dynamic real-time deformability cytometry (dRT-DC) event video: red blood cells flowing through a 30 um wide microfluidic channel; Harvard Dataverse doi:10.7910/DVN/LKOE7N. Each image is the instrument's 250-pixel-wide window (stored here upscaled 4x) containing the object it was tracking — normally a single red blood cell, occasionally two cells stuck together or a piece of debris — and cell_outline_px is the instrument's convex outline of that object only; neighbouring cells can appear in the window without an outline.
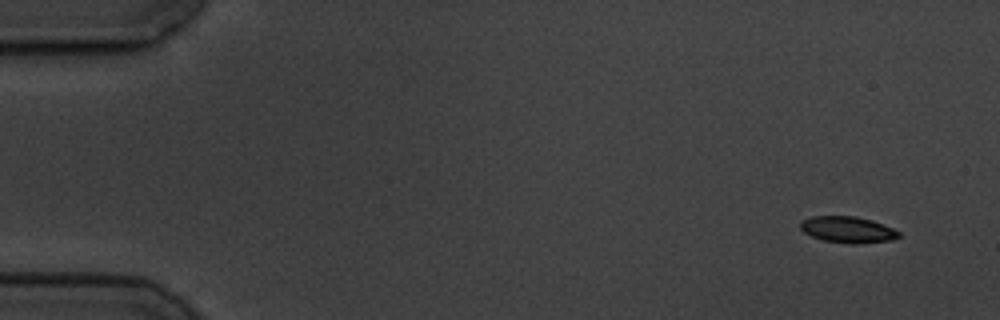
{"species": "common noctule bat (a hibernating species)", "species_latin": "Nyctalus noctula", "temperature_condition": "cold", "stored_images_in_passage": 7, "camera_frame_rate_fps": 3000, "um_per_image_px": 0.085, "animal": {"sex": "male", "body_mass_g": 19.5, "forearm_length_mm": 54.6}, "frame": {"image": 1, "passage_image": 1, "time_ms": 0.0, "image_size_px": [1000, 320], "cell_outline_px": [[900, 236], [892, 240], [856, 244], [852, 244], [824, 240], [812, 236], [804, 232], [800, 228], [800, 224], [804, 220], [812, 216], [856, 216], [872, 220], [892, 228], [900, 232]], "centroid_in_image_um": [72.07, 19.52], "position_along_channel_um": 12.9, "area_um2": 14.97}}
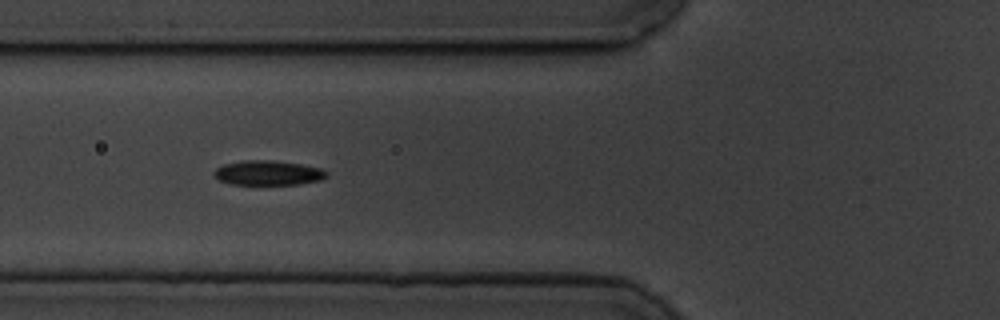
{"frame": {"image": 2, "passage_image": 6, "time_ms": 6.0, "image_size_px": [1000, 320], "cell_outline_px": [[328, 176], [320, 180], [300, 184], [232, 184], [220, 180], [212, 172], [216, 168], [224, 164], [244, 160], [272, 160], [300, 164], [324, 168], [328, 172]], "centroid_in_image_um": [22.83, 14.68], "position_along_channel_um": 103.0, "area_um2": 16.18}}
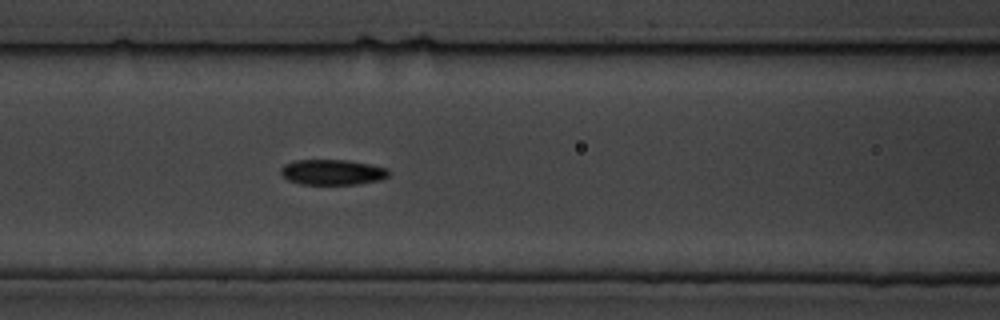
{"frame": {"image": 3, "passage_image": 7, "time_ms": 7.0, "image_size_px": [1000, 320], "cell_outline_px": [[392, 172], [388, 176], [380, 180], [356, 184], [300, 184], [288, 180], [280, 172], [280, 168], [284, 164], [296, 160], [348, 160], [388, 168]], "centroid_in_image_um": [28.27, 14.63], "position_along_channel_um": 138.3, "area_um2": 16.01}}